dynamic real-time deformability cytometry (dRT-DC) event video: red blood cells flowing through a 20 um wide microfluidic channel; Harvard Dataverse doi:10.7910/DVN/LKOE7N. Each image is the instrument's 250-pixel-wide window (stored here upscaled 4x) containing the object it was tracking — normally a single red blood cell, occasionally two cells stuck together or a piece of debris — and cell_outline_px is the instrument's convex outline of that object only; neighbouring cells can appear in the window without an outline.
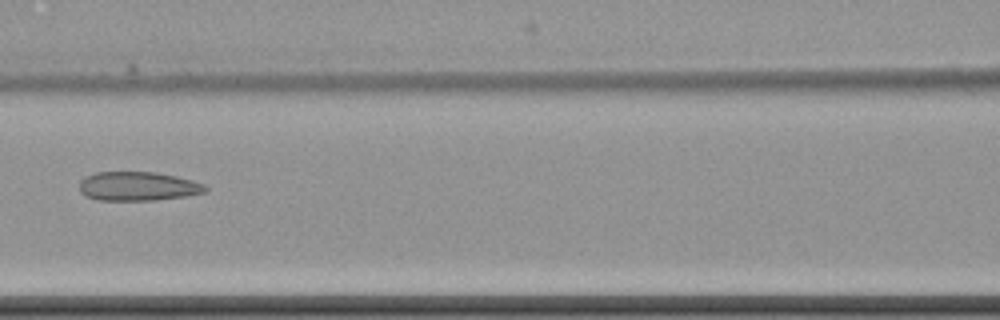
{"species": "common noctule bat (a hibernating species)", "species_latin": "Nyctalus noctula", "temperature_condition": "cold", "stored_images_in_passage": 6, "camera_frame_rate_fps": 3000, "um_per_image_px": 0.085, "animal": {"sex": "female", "body_mass_g": 22.7, "forearm_length_mm": 54.2}, "frame": {"image": 1, "passage_image": 3, "time_ms": 2.333, "image_size_px": [1000, 320], "cell_outline_px": [[208, 188], [204, 192], [184, 196], [152, 200], [96, 200], [84, 196], [80, 192], [80, 180], [96, 172], [156, 172], [176, 176], [192, 180], [204, 184]], "centroid_in_image_um": [11.69, 15.83], "position_along_channel_um": 154.9, "area_um2": 21.21}}
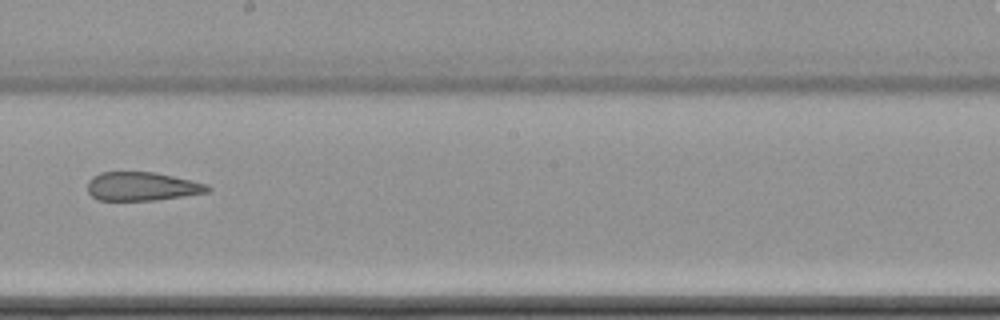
{"frame": {"image": 2, "passage_image": 5, "time_ms": 4.667, "image_size_px": [1000, 320], "cell_outline_px": [[212, 188], [208, 192], [184, 196], [156, 200], [96, 200], [88, 192], [88, 180], [92, 176], [100, 172], [156, 172], [208, 184]], "centroid_in_image_um": [12.07, 15.84], "position_along_channel_um": 236.1, "area_um2": 20.17}}
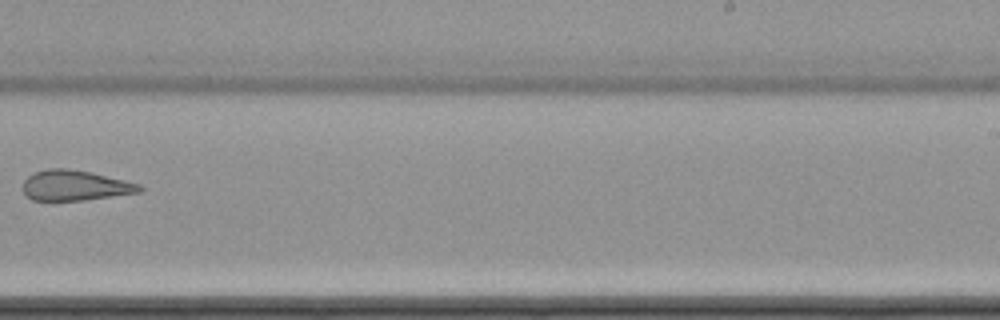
{"frame": {"image": 3, "passage_image": 6, "time_ms": 6.0, "image_size_px": [1000, 320], "cell_outline_px": [[144, 188], [140, 192], [84, 200], [32, 200], [20, 188], [24, 180], [32, 172], [48, 168], [68, 168], [88, 172], [124, 180], [140, 184]], "centroid_in_image_um": [6.32, 15.76], "position_along_channel_um": 282.7, "area_um2": 20.58}}